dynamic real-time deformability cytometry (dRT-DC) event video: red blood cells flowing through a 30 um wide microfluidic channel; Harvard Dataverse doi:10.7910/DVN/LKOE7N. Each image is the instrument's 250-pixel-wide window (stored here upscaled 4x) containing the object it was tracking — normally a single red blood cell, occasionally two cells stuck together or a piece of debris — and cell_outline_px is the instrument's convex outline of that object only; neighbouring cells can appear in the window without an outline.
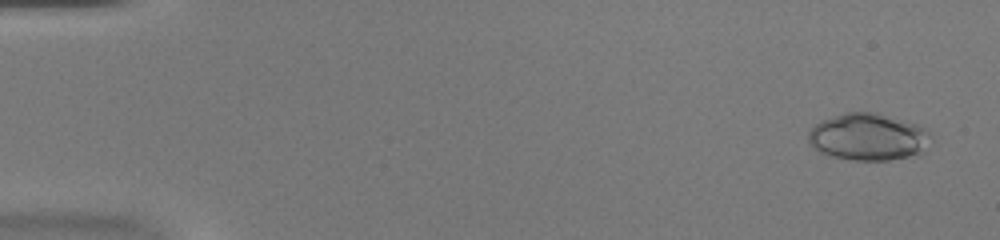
{"species": "common noctule bat (a hibernating species)", "species_latin": "Nyctalus noctula", "temperature_condition": "warm", "stored_images_in_passage": 53, "camera_frame_rate_fps": 3000, "um_per_image_px": 0.085, "animal": {"sex": "female", "body_mass_g": 20.0, "forearm_length_mm": 54.0}, "frame": {"image": 1, "passage_image": 3, "time_ms": 0.667, "image_size_px": [1000, 240], "cell_outline_px": [[928, 132], [924, 152], [920, 156], [888, 160], [852, 160], [832, 156], [820, 152], [808, 144], [808, 132], [820, 120], [844, 112], [876, 112], [916, 124], [924, 128]], "centroid_in_image_um": [73.76, 11.65], "position_along_channel_um": 11.2, "area_um2": 33.64}}
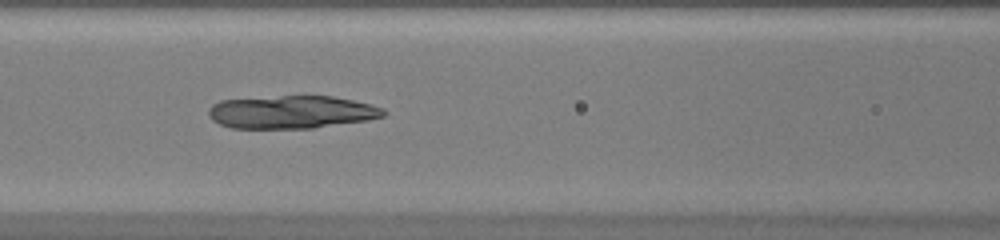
{"frame": {"image": 2, "passage_image": 24, "time_ms": 7.667, "image_size_px": [1000, 240], "cell_outline_px": [[388, 112], [384, 116], [368, 120], [312, 128], [232, 128], [220, 124], [212, 120], [208, 116], [208, 108], [212, 104], [220, 100], [280, 96], [332, 96], [352, 100], [384, 108]], "centroid_in_image_um": [24.77, 9.52], "position_along_channel_um": 141.8, "area_um2": 33.58}}
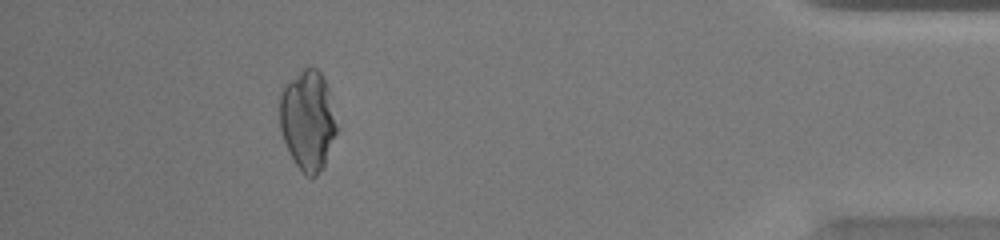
{"frame": {"image": 3, "passage_image": 48, "time_ms": 15.667, "image_size_px": [1000, 240], "cell_outline_px": [[340, 128], [324, 168], [316, 176], [308, 176], [296, 164], [288, 152], [280, 128], [280, 96], [284, 84], [304, 68], [316, 68], [320, 72], [328, 88]], "centroid_in_image_um": [26.2, 10.25], "position_along_channel_um": 409.0, "area_um2": 33.7}}